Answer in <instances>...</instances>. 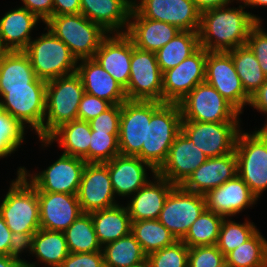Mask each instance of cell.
<instances>
[{
  "label": "cell",
  "instance_id": "6da1fadb",
  "mask_svg": "<svg viewBox=\"0 0 267 267\" xmlns=\"http://www.w3.org/2000/svg\"><path fill=\"white\" fill-rule=\"evenodd\" d=\"M244 9V5L238 8L227 5L201 12L200 46L206 51L227 52L245 45L250 30L262 19Z\"/></svg>",
  "mask_w": 267,
  "mask_h": 267
},
{
  "label": "cell",
  "instance_id": "7a4b0ae2",
  "mask_svg": "<svg viewBox=\"0 0 267 267\" xmlns=\"http://www.w3.org/2000/svg\"><path fill=\"white\" fill-rule=\"evenodd\" d=\"M181 121L178 103L146 101V147L141 148V159L156 171L167 159Z\"/></svg>",
  "mask_w": 267,
  "mask_h": 267
},
{
  "label": "cell",
  "instance_id": "3957f363",
  "mask_svg": "<svg viewBox=\"0 0 267 267\" xmlns=\"http://www.w3.org/2000/svg\"><path fill=\"white\" fill-rule=\"evenodd\" d=\"M84 93L81 78L76 72L46 83V112L42 140L60 125L78 119L79 103Z\"/></svg>",
  "mask_w": 267,
  "mask_h": 267
},
{
  "label": "cell",
  "instance_id": "277c9868",
  "mask_svg": "<svg viewBox=\"0 0 267 267\" xmlns=\"http://www.w3.org/2000/svg\"><path fill=\"white\" fill-rule=\"evenodd\" d=\"M47 33L32 39L23 50L28 56L37 78L46 82L76 72L78 60L68 46L49 28Z\"/></svg>",
  "mask_w": 267,
  "mask_h": 267
},
{
  "label": "cell",
  "instance_id": "5b68a950",
  "mask_svg": "<svg viewBox=\"0 0 267 267\" xmlns=\"http://www.w3.org/2000/svg\"><path fill=\"white\" fill-rule=\"evenodd\" d=\"M8 190L0 204V216L9 230L12 233H36L40 229L36 188L22 174H17Z\"/></svg>",
  "mask_w": 267,
  "mask_h": 267
},
{
  "label": "cell",
  "instance_id": "8992f818",
  "mask_svg": "<svg viewBox=\"0 0 267 267\" xmlns=\"http://www.w3.org/2000/svg\"><path fill=\"white\" fill-rule=\"evenodd\" d=\"M45 24L77 60L94 58L102 40L109 34L81 13L53 15Z\"/></svg>",
  "mask_w": 267,
  "mask_h": 267
},
{
  "label": "cell",
  "instance_id": "52a82bcc",
  "mask_svg": "<svg viewBox=\"0 0 267 267\" xmlns=\"http://www.w3.org/2000/svg\"><path fill=\"white\" fill-rule=\"evenodd\" d=\"M252 133L240 130L234 151L238 175L251 192L260 198L267 189V139L258 131Z\"/></svg>",
  "mask_w": 267,
  "mask_h": 267
},
{
  "label": "cell",
  "instance_id": "ba28073f",
  "mask_svg": "<svg viewBox=\"0 0 267 267\" xmlns=\"http://www.w3.org/2000/svg\"><path fill=\"white\" fill-rule=\"evenodd\" d=\"M178 105L182 121H240V113L206 81L199 83Z\"/></svg>",
  "mask_w": 267,
  "mask_h": 267
},
{
  "label": "cell",
  "instance_id": "9c48e42d",
  "mask_svg": "<svg viewBox=\"0 0 267 267\" xmlns=\"http://www.w3.org/2000/svg\"><path fill=\"white\" fill-rule=\"evenodd\" d=\"M0 98V108L25 129L28 126L35 130L39 140H42L46 112V84H30V88H0Z\"/></svg>",
  "mask_w": 267,
  "mask_h": 267
},
{
  "label": "cell",
  "instance_id": "30bf717a",
  "mask_svg": "<svg viewBox=\"0 0 267 267\" xmlns=\"http://www.w3.org/2000/svg\"><path fill=\"white\" fill-rule=\"evenodd\" d=\"M85 165L83 158L62 154L42 172L29 174L26 168L19 167L17 174L29 180L37 192L77 195Z\"/></svg>",
  "mask_w": 267,
  "mask_h": 267
},
{
  "label": "cell",
  "instance_id": "8fae6325",
  "mask_svg": "<svg viewBox=\"0 0 267 267\" xmlns=\"http://www.w3.org/2000/svg\"><path fill=\"white\" fill-rule=\"evenodd\" d=\"M162 75L156 54L138 49L133 44L130 78L124 89L127 100L163 102Z\"/></svg>",
  "mask_w": 267,
  "mask_h": 267
},
{
  "label": "cell",
  "instance_id": "7c38bea8",
  "mask_svg": "<svg viewBox=\"0 0 267 267\" xmlns=\"http://www.w3.org/2000/svg\"><path fill=\"white\" fill-rule=\"evenodd\" d=\"M205 209L204 195L189 192L180 185H176L168 194L157 220L177 240H182L188 233L191 225Z\"/></svg>",
  "mask_w": 267,
  "mask_h": 267
},
{
  "label": "cell",
  "instance_id": "4fadbf2b",
  "mask_svg": "<svg viewBox=\"0 0 267 267\" xmlns=\"http://www.w3.org/2000/svg\"><path fill=\"white\" fill-rule=\"evenodd\" d=\"M240 130V122L181 121V131L208 158L232 153Z\"/></svg>",
  "mask_w": 267,
  "mask_h": 267
},
{
  "label": "cell",
  "instance_id": "5bb4252c",
  "mask_svg": "<svg viewBox=\"0 0 267 267\" xmlns=\"http://www.w3.org/2000/svg\"><path fill=\"white\" fill-rule=\"evenodd\" d=\"M205 81L214 87L240 114L249 105L250 97L245 93L235 70L232 57L225 51H207Z\"/></svg>",
  "mask_w": 267,
  "mask_h": 267
},
{
  "label": "cell",
  "instance_id": "9a60e30c",
  "mask_svg": "<svg viewBox=\"0 0 267 267\" xmlns=\"http://www.w3.org/2000/svg\"><path fill=\"white\" fill-rule=\"evenodd\" d=\"M207 51L201 46L176 67L163 72V102L178 103L205 81Z\"/></svg>",
  "mask_w": 267,
  "mask_h": 267
},
{
  "label": "cell",
  "instance_id": "2e32d148",
  "mask_svg": "<svg viewBox=\"0 0 267 267\" xmlns=\"http://www.w3.org/2000/svg\"><path fill=\"white\" fill-rule=\"evenodd\" d=\"M138 2L133 0V9L141 17L168 23L180 31H199L201 12L192 0H138Z\"/></svg>",
  "mask_w": 267,
  "mask_h": 267
},
{
  "label": "cell",
  "instance_id": "e0dca14e",
  "mask_svg": "<svg viewBox=\"0 0 267 267\" xmlns=\"http://www.w3.org/2000/svg\"><path fill=\"white\" fill-rule=\"evenodd\" d=\"M77 196L83 213L118 205L105 163H86Z\"/></svg>",
  "mask_w": 267,
  "mask_h": 267
},
{
  "label": "cell",
  "instance_id": "ac0fdd59",
  "mask_svg": "<svg viewBox=\"0 0 267 267\" xmlns=\"http://www.w3.org/2000/svg\"><path fill=\"white\" fill-rule=\"evenodd\" d=\"M207 158L180 130L169 149L167 159L156 173L174 185H181Z\"/></svg>",
  "mask_w": 267,
  "mask_h": 267
},
{
  "label": "cell",
  "instance_id": "d6986e66",
  "mask_svg": "<svg viewBox=\"0 0 267 267\" xmlns=\"http://www.w3.org/2000/svg\"><path fill=\"white\" fill-rule=\"evenodd\" d=\"M118 144L121 155L141 159V148L146 147V101L126 100L121 104Z\"/></svg>",
  "mask_w": 267,
  "mask_h": 267
},
{
  "label": "cell",
  "instance_id": "ffe728a7",
  "mask_svg": "<svg viewBox=\"0 0 267 267\" xmlns=\"http://www.w3.org/2000/svg\"><path fill=\"white\" fill-rule=\"evenodd\" d=\"M133 42L126 33L108 34L101 42L94 59L105 69L124 89L130 78V63Z\"/></svg>",
  "mask_w": 267,
  "mask_h": 267
},
{
  "label": "cell",
  "instance_id": "44dd1931",
  "mask_svg": "<svg viewBox=\"0 0 267 267\" xmlns=\"http://www.w3.org/2000/svg\"><path fill=\"white\" fill-rule=\"evenodd\" d=\"M40 228L64 232L83 212L77 195L37 192Z\"/></svg>",
  "mask_w": 267,
  "mask_h": 267
},
{
  "label": "cell",
  "instance_id": "7402d4cb",
  "mask_svg": "<svg viewBox=\"0 0 267 267\" xmlns=\"http://www.w3.org/2000/svg\"><path fill=\"white\" fill-rule=\"evenodd\" d=\"M204 197L206 209L224 218L239 214L243 209L252 207L258 200L238 174L221 186L208 191Z\"/></svg>",
  "mask_w": 267,
  "mask_h": 267
},
{
  "label": "cell",
  "instance_id": "603a6c76",
  "mask_svg": "<svg viewBox=\"0 0 267 267\" xmlns=\"http://www.w3.org/2000/svg\"><path fill=\"white\" fill-rule=\"evenodd\" d=\"M237 174V157L233 151L224 156L207 158L180 186L189 192L205 195Z\"/></svg>",
  "mask_w": 267,
  "mask_h": 267
},
{
  "label": "cell",
  "instance_id": "cb8c5ba5",
  "mask_svg": "<svg viewBox=\"0 0 267 267\" xmlns=\"http://www.w3.org/2000/svg\"><path fill=\"white\" fill-rule=\"evenodd\" d=\"M105 164L108 167L114 194L119 197H131L149 181L146 169L156 174V170L149 163L137 156L119 154Z\"/></svg>",
  "mask_w": 267,
  "mask_h": 267
},
{
  "label": "cell",
  "instance_id": "d4e9b609",
  "mask_svg": "<svg viewBox=\"0 0 267 267\" xmlns=\"http://www.w3.org/2000/svg\"><path fill=\"white\" fill-rule=\"evenodd\" d=\"M80 4V13L107 33H126L133 0H80Z\"/></svg>",
  "mask_w": 267,
  "mask_h": 267
},
{
  "label": "cell",
  "instance_id": "484cf974",
  "mask_svg": "<svg viewBox=\"0 0 267 267\" xmlns=\"http://www.w3.org/2000/svg\"><path fill=\"white\" fill-rule=\"evenodd\" d=\"M78 64L76 73L81 78L85 93L111 105L127 100L124 88L94 58L78 60Z\"/></svg>",
  "mask_w": 267,
  "mask_h": 267
},
{
  "label": "cell",
  "instance_id": "4316f807",
  "mask_svg": "<svg viewBox=\"0 0 267 267\" xmlns=\"http://www.w3.org/2000/svg\"><path fill=\"white\" fill-rule=\"evenodd\" d=\"M152 175L154 182L149 179L126 206L131 221L158 219L168 194L176 186L157 173Z\"/></svg>",
  "mask_w": 267,
  "mask_h": 267
},
{
  "label": "cell",
  "instance_id": "83f0119b",
  "mask_svg": "<svg viewBox=\"0 0 267 267\" xmlns=\"http://www.w3.org/2000/svg\"><path fill=\"white\" fill-rule=\"evenodd\" d=\"M179 32L173 25L141 17L132 9L126 34L136 48L156 53Z\"/></svg>",
  "mask_w": 267,
  "mask_h": 267
},
{
  "label": "cell",
  "instance_id": "f1b7e54d",
  "mask_svg": "<svg viewBox=\"0 0 267 267\" xmlns=\"http://www.w3.org/2000/svg\"><path fill=\"white\" fill-rule=\"evenodd\" d=\"M41 21L24 7L5 13L0 19V38L8 51H23L31 39V31Z\"/></svg>",
  "mask_w": 267,
  "mask_h": 267
},
{
  "label": "cell",
  "instance_id": "f546056e",
  "mask_svg": "<svg viewBox=\"0 0 267 267\" xmlns=\"http://www.w3.org/2000/svg\"><path fill=\"white\" fill-rule=\"evenodd\" d=\"M91 132L89 122L77 119L60 125L45 140L39 141L47 147L56 140L59 147L64 149L63 154L83 158L89 163Z\"/></svg>",
  "mask_w": 267,
  "mask_h": 267
},
{
  "label": "cell",
  "instance_id": "4dcf8cb0",
  "mask_svg": "<svg viewBox=\"0 0 267 267\" xmlns=\"http://www.w3.org/2000/svg\"><path fill=\"white\" fill-rule=\"evenodd\" d=\"M46 83L36 77L23 51H8L0 58V88H30V84Z\"/></svg>",
  "mask_w": 267,
  "mask_h": 267
},
{
  "label": "cell",
  "instance_id": "1f68e13d",
  "mask_svg": "<svg viewBox=\"0 0 267 267\" xmlns=\"http://www.w3.org/2000/svg\"><path fill=\"white\" fill-rule=\"evenodd\" d=\"M90 214L102 247L131 232V219L126 206L118 204Z\"/></svg>",
  "mask_w": 267,
  "mask_h": 267
},
{
  "label": "cell",
  "instance_id": "d6a6232c",
  "mask_svg": "<svg viewBox=\"0 0 267 267\" xmlns=\"http://www.w3.org/2000/svg\"><path fill=\"white\" fill-rule=\"evenodd\" d=\"M64 232L40 228L33 237L32 256L47 267H60L69 255Z\"/></svg>",
  "mask_w": 267,
  "mask_h": 267
},
{
  "label": "cell",
  "instance_id": "836d02e7",
  "mask_svg": "<svg viewBox=\"0 0 267 267\" xmlns=\"http://www.w3.org/2000/svg\"><path fill=\"white\" fill-rule=\"evenodd\" d=\"M240 78L245 93L251 97L267 80L253 51L247 44L227 51Z\"/></svg>",
  "mask_w": 267,
  "mask_h": 267
},
{
  "label": "cell",
  "instance_id": "e575fe53",
  "mask_svg": "<svg viewBox=\"0 0 267 267\" xmlns=\"http://www.w3.org/2000/svg\"><path fill=\"white\" fill-rule=\"evenodd\" d=\"M105 267H134L147 260L141 245L130 232L102 247Z\"/></svg>",
  "mask_w": 267,
  "mask_h": 267
},
{
  "label": "cell",
  "instance_id": "d590c367",
  "mask_svg": "<svg viewBox=\"0 0 267 267\" xmlns=\"http://www.w3.org/2000/svg\"><path fill=\"white\" fill-rule=\"evenodd\" d=\"M199 47L198 32L180 31L155 53L161 72L163 73L170 68L176 67Z\"/></svg>",
  "mask_w": 267,
  "mask_h": 267
},
{
  "label": "cell",
  "instance_id": "8d00e7d4",
  "mask_svg": "<svg viewBox=\"0 0 267 267\" xmlns=\"http://www.w3.org/2000/svg\"><path fill=\"white\" fill-rule=\"evenodd\" d=\"M131 233L147 256L178 241L157 219L131 221Z\"/></svg>",
  "mask_w": 267,
  "mask_h": 267
},
{
  "label": "cell",
  "instance_id": "74e56055",
  "mask_svg": "<svg viewBox=\"0 0 267 267\" xmlns=\"http://www.w3.org/2000/svg\"><path fill=\"white\" fill-rule=\"evenodd\" d=\"M64 235L70 253L98 252L102 250L91 214L82 213L64 231Z\"/></svg>",
  "mask_w": 267,
  "mask_h": 267
},
{
  "label": "cell",
  "instance_id": "f35d334b",
  "mask_svg": "<svg viewBox=\"0 0 267 267\" xmlns=\"http://www.w3.org/2000/svg\"><path fill=\"white\" fill-rule=\"evenodd\" d=\"M232 267H267V240L259 230L246 242L225 255Z\"/></svg>",
  "mask_w": 267,
  "mask_h": 267
},
{
  "label": "cell",
  "instance_id": "ab89813d",
  "mask_svg": "<svg viewBox=\"0 0 267 267\" xmlns=\"http://www.w3.org/2000/svg\"><path fill=\"white\" fill-rule=\"evenodd\" d=\"M224 217L205 209L182 239L190 247L216 245Z\"/></svg>",
  "mask_w": 267,
  "mask_h": 267
},
{
  "label": "cell",
  "instance_id": "60d3db41",
  "mask_svg": "<svg viewBox=\"0 0 267 267\" xmlns=\"http://www.w3.org/2000/svg\"><path fill=\"white\" fill-rule=\"evenodd\" d=\"M245 221L242 224L228 218H224L222 221L216 246L224 256L246 242L258 231L253 222Z\"/></svg>",
  "mask_w": 267,
  "mask_h": 267
},
{
  "label": "cell",
  "instance_id": "b9f144b4",
  "mask_svg": "<svg viewBox=\"0 0 267 267\" xmlns=\"http://www.w3.org/2000/svg\"><path fill=\"white\" fill-rule=\"evenodd\" d=\"M24 135L25 127L0 108V159L17 151Z\"/></svg>",
  "mask_w": 267,
  "mask_h": 267
},
{
  "label": "cell",
  "instance_id": "7bdbcfd3",
  "mask_svg": "<svg viewBox=\"0 0 267 267\" xmlns=\"http://www.w3.org/2000/svg\"><path fill=\"white\" fill-rule=\"evenodd\" d=\"M119 134L108 132H91L89 144V163H106L120 154Z\"/></svg>",
  "mask_w": 267,
  "mask_h": 267
},
{
  "label": "cell",
  "instance_id": "ee69618b",
  "mask_svg": "<svg viewBox=\"0 0 267 267\" xmlns=\"http://www.w3.org/2000/svg\"><path fill=\"white\" fill-rule=\"evenodd\" d=\"M189 248L182 240L147 256L151 267H188Z\"/></svg>",
  "mask_w": 267,
  "mask_h": 267
},
{
  "label": "cell",
  "instance_id": "f6af8a7d",
  "mask_svg": "<svg viewBox=\"0 0 267 267\" xmlns=\"http://www.w3.org/2000/svg\"><path fill=\"white\" fill-rule=\"evenodd\" d=\"M225 256L216 245L189 248L188 267H219Z\"/></svg>",
  "mask_w": 267,
  "mask_h": 267
},
{
  "label": "cell",
  "instance_id": "bcb514c9",
  "mask_svg": "<svg viewBox=\"0 0 267 267\" xmlns=\"http://www.w3.org/2000/svg\"><path fill=\"white\" fill-rule=\"evenodd\" d=\"M261 23V21H258L252 27L246 44L255 54L260 68L267 76V31H264L265 29L262 27Z\"/></svg>",
  "mask_w": 267,
  "mask_h": 267
},
{
  "label": "cell",
  "instance_id": "7dc6e473",
  "mask_svg": "<svg viewBox=\"0 0 267 267\" xmlns=\"http://www.w3.org/2000/svg\"><path fill=\"white\" fill-rule=\"evenodd\" d=\"M120 117L121 104L111 105L107 110L89 121L91 130L119 134Z\"/></svg>",
  "mask_w": 267,
  "mask_h": 267
},
{
  "label": "cell",
  "instance_id": "c3c4849f",
  "mask_svg": "<svg viewBox=\"0 0 267 267\" xmlns=\"http://www.w3.org/2000/svg\"><path fill=\"white\" fill-rule=\"evenodd\" d=\"M110 106L111 104L108 101L84 93L81 102L79 103L77 112L78 120L89 122L107 110Z\"/></svg>",
  "mask_w": 267,
  "mask_h": 267
},
{
  "label": "cell",
  "instance_id": "681fc988",
  "mask_svg": "<svg viewBox=\"0 0 267 267\" xmlns=\"http://www.w3.org/2000/svg\"><path fill=\"white\" fill-rule=\"evenodd\" d=\"M60 267H105L103 251L69 253Z\"/></svg>",
  "mask_w": 267,
  "mask_h": 267
},
{
  "label": "cell",
  "instance_id": "f907efd6",
  "mask_svg": "<svg viewBox=\"0 0 267 267\" xmlns=\"http://www.w3.org/2000/svg\"><path fill=\"white\" fill-rule=\"evenodd\" d=\"M34 234L13 232L10 237L9 256L21 259L20 255L25 250L31 254Z\"/></svg>",
  "mask_w": 267,
  "mask_h": 267
},
{
  "label": "cell",
  "instance_id": "816d5d0a",
  "mask_svg": "<svg viewBox=\"0 0 267 267\" xmlns=\"http://www.w3.org/2000/svg\"><path fill=\"white\" fill-rule=\"evenodd\" d=\"M24 8L46 23L53 16V0H21Z\"/></svg>",
  "mask_w": 267,
  "mask_h": 267
},
{
  "label": "cell",
  "instance_id": "f5cc1de1",
  "mask_svg": "<svg viewBox=\"0 0 267 267\" xmlns=\"http://www.w3.org/2000/svg\"><path fill=\"white\" fill-rule=\"evenodd\" d=\"M80 0H53V15L80 13Z\"/></svg>",
  "mask_w": 267,
  "mask_h": 267
},
{
  "label": "cell",
  "instance_id": "db71d44e",
  "mask_svg": "<svg viewBox=\"0 0 267 267\" xmlns=\"http://www.w3.org/2000/svg\"><path fill=\"white\" fill-rule=\"evenodd\" d=\"M249 105L259 112L267 114V80L250 97Z\"/></svg>",
  "mask_w": 267,
  "mask_h": 267
},
{
  "label": "cell",
  "instance_id": "11a10c76",
  "mask_svg": "<svg viewBox=\"0 0 267 267\" xmlns=\"http://www.w3.org/2000/svg\"><path fill=\"white\" fill-rule=\"evenodd\" d=\"M11 234L6 222L0 216V255H9Z\"/></svg>",
  "mask_w": 267,
  "mask_h": 267
},
{
  "label": "cell",
  "instance_id": "9f6ffc18",
  "mask_svg": "<svg viewBox=\"0 0 267 267\" xmlns=\"http://www.w3.org/2000/svg\"><path fill=\"white\" fill-rule=\"evenodd\" d=\"M192 1L200 12H204L209 9L227 6L229 3L235 0H192Z\"/></svg>",
  "mask_w": 267,
  "mask_h": 267
},
{
  "label": "cell",
  "instance_id": "6f0895ef",
  "mask_svg": "<svg viewBox=\"0 0 267 267\" xmlns=\"http://www.w3.org/2000/svg\"><path fill=\"white\" fill-rule=\"evenodd\" d=\"M0 267H28L27 260L17 259L9 255H0Z\"/></svg>",
  "mask_w": 267,
  "mask_h": 267
},
{
  "label": "cell",
  "instance_id": "680465c9",
  "mask_svg": "<svg viewBox=\"0 0 267 267\" xmlns=\"http://www.w3.org/2000/svg\"><path fill=\"white\" fill-rule=\"evenodd\" d=\"M236 1L242 2L245 7L252 6L251 8L256 6L260 7L267 6V0H236Z\"/></svg>",
  "mask_w": 267,
  "mask_h": 267
},
{
  "label": "cell",
  "instance_id": "91938a15",
  "mask_svg": "<svg viewBox=\"0 0 267 267\" xmlns=\"http://www.w3.org/2000/svg\"><path fill=\"white\" fill-rule=\"evenodd\" d=\"M7 52L8 49L3 45L2 40L0 38V58H2Z\"/></svg>",
  "mask_w": 267,
  "mask_h": 267
},
{
  "label": "cell",
  "instance_id": "94428289",
  "mask_svg": "<svg viewBox=\"0 0 267 267\" xmlns=\"http://www.w3.org/2000/svg\"><path fill=\"white\" fill-rule=\"evenodd\" d=\"M258 132L265 138L267 139V121L266 124L258 130Z\"/></svg>",
  "mask_w": 267,
  "mask_h": 267
},
{
  "label": "cell",
  "instance_id": "6125c7cd",
  "mask_svg": "<svg viewBox=\"0 0 267 267\" xmlns=\"http://www.w3.org/2000/svg\"><path fill=\"white\" fill-rule=\"evenodd\" d=\"M134 267H151L150 263L146 260L140 265L134 266Z\"/></svg>",
  "mask_w": 267,
  "mask_h": 267
},
{
  "label": "cell",
  "instance_id": "be15d7a7",
  "mask_svg": "<svg viewBox=\"0 0 267 267\" xmlns=\"http://www.w3.org/2000/svg\"><path fill=\"white\" fill-rule=\"evenodd\" d=\"M219 267H232V266L226 261H224Z\"/></svg>",
  "mask_w": 267,
  "mask_h": 267
},
{
  "label": "cell",
  "instance_id": "e7e4bbea",
  "mask_svg": "<svg viewBox=\"0 0 267 267\" xmlns=\"http://www.w3.org/2000/svg\"><path fill=\"white\" fill-rule=\"evenodd\" d=\"M27 265H28V267H36L35 263L33 264V262L30 263V262L27 261Z\"/></svg>",
  "mask_w": 267,
  "mask_h": 267
}]
</instances>
